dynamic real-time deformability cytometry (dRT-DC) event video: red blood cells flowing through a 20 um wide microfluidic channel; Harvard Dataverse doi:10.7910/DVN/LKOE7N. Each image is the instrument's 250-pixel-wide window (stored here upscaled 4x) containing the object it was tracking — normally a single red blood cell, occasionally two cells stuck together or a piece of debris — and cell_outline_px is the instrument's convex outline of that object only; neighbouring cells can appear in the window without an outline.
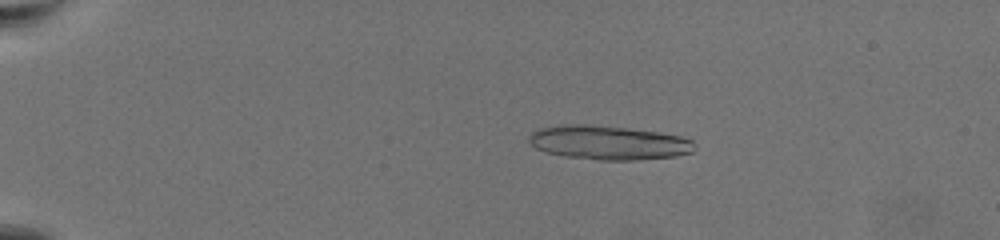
{"species": "common noctule bat (a hibernating species)", "species_latin": "Nyctalus noctula", "temperature_condition": "warm", "stored_images_in_passage": 42, "camera_frame_rate_fps": 3000, "um_per_image_px": 0.085, "animal": {"sex": "female", "body_mass_g": 19.5, "forearm_length_mm": 54.1}, "frame": {"image": 1, "passage_image": 1, "time_ms": 0.0, "image_size_px": [1000, 240], "cell_outline_px": [[696, 148], [692, 152], [676, 156], [636, 160], [596, 160], [564, 156], [544, 152], [536, 148], [528, 140], [528, 136], [532, 132], [540, 128], [560, 124], [584, 124], [628, 128], [656, 132], [680, 136], [692, 140], [696, 144]], "centroid_in_image_um": [51.71, 12.13], "position_along_channel_um": 33.3, "area_um2": 33.06}, "authors_computed_cell_mechanics": {"area_um2": 18.9295, "velocity_mm_per_s": 3.4254, "shape_relaxation_time_tau1_ms": 9.2987, "shape_relaxation_time_tau2_ms": 4.2996, "deformation_change_tau1": 0.2517, "deformation_change_tau2": 0.1189}}